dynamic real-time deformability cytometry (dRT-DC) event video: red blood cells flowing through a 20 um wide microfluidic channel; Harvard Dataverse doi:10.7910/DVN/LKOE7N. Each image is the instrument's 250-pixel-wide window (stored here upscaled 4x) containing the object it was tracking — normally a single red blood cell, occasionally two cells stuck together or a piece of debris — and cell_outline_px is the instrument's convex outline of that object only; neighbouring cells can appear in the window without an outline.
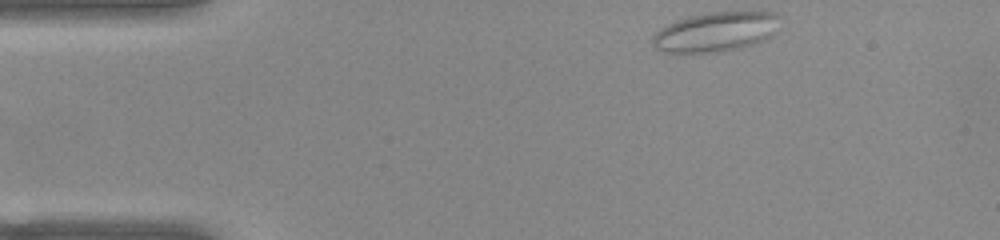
{"species": "common noctule bat (a hibernating species)", "species_latin": "Nyctalus noctula", "temperature_condition": "warm", "stored_images_in_passage": 46, "camera_frame_rate_fps": 3000, "um_per_image_px": 0.085, "animal": {"sex": "female", "body_mass_g": 22.0, "forearm_length_mm": 56.7}, "frame": {"image": 1, "passage_image": 1, "time_ms": 0.0, "image_size_px": [1000, 240], "cell_outline_px": [[780, 16], [772, 36], [764, 40], [740, 48], [724, 52], [664, 52], [656, 48], [652, 44], [652, 36], [660, 28], [676, 20], [688, 16], [708, 12], [776, 12]], "centroid_in_image_um": [60.82, 2.7], "position_along_channel_um": 24.2, "area_um2": 29.36}}
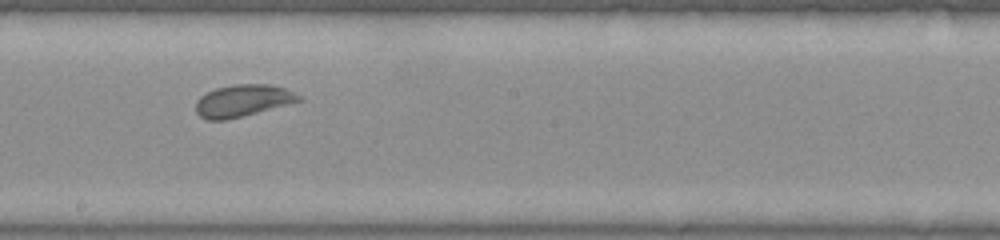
{"frame": {"image": 2, "passage_image": 22, "time_ms": 7.0, "image_size_px": [1000, 240], "cell_outline_px": [[304, 100], [228, 120], [208, 120], [200, 116], [196, 112], [196, 100], [200, 96], [216, 88], [236, 84], [268, 84], [284, 88], [300, 96]], "centroid_in_image_um": [20.62, 8.56], "position_along_channel_um": 227.6, "area_um2": 19.13}}
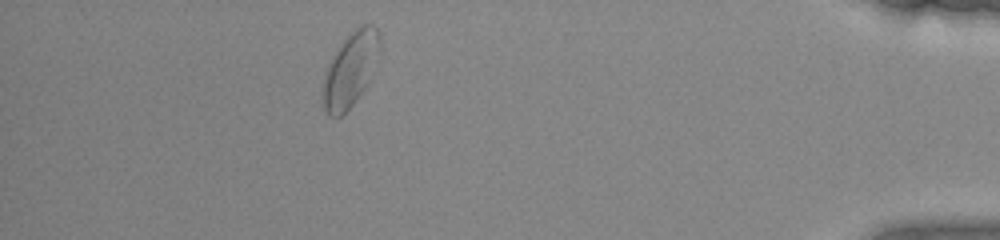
{"frame": {"image": 3, "passage_image": 40, "time_ms": 13.0, "image_size_px": [1000, 240], "cell_outline_px": [[380, 52], [368, 80], [364, 88], [352, 104], [340, 116], [328, 116], [324, 108], [324, 80], [328, 64], [332, 56], [344, 40], [356, 28], [364, 24], [372, 24], [380, 32]], "centroid_in_image_um": [29.81, 5.86], "position_along_channel_um": 405.4, "area_um2": 23.87}, "authors_computed_cell_mechanics": {"area_um2": 20.4612, "velocity_mm_per_s": 3.8581, "shape_relaxation_time_tau1_ms": null, "shape_relaxation_time_tau2_ms": 1.6703, "deformation_change_tau1": null, "deformation_change_tau2": 0.056}}